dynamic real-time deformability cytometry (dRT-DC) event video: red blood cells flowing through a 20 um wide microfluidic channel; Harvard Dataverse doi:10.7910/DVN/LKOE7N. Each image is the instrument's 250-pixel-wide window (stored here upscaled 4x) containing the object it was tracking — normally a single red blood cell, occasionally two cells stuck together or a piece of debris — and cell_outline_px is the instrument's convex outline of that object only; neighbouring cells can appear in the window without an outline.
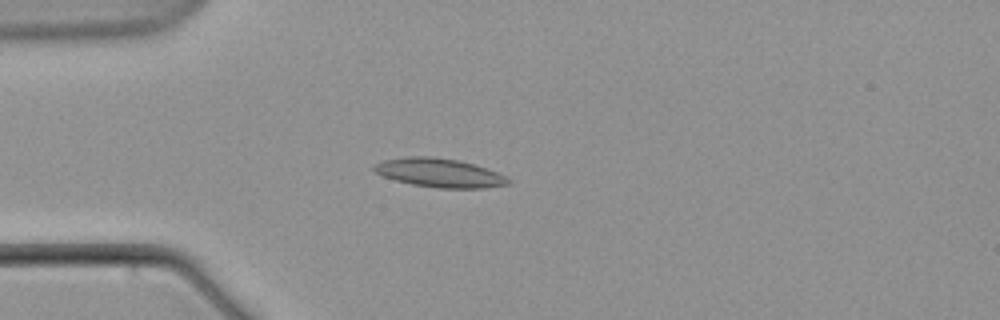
{"species": "common noctule bat (a hibernating species)", "species_latin": "Nyctalus noctula", "temperature_condition": "warm", "stored_images_in_passage": 7, "camera_frame_rate_fps": 3000, "um_per_image_px": 0.085, "animal": {"sex": "male", "body_mass_g": 21.5, "forearm_length_mm": 52.0}, "frame": {"image": 1, "passage_image": 6, "time_ms": 6.0, "image_size_px": [1000, 320], "cell_outline_px": [[512, 180], [508, 184], [484, 188], [436, 188], [412, 184], [396, 180], [384, 176], [376, 172], [372, 168], [372, 164], [384, 160], [404, 156], [432, 156], [456, 160], [472, 164], [496, 172]], "centroid_in_image_um": [37.3, 14.69], "position_along_channel_um": 47.7, "area_um2": 22.37}}